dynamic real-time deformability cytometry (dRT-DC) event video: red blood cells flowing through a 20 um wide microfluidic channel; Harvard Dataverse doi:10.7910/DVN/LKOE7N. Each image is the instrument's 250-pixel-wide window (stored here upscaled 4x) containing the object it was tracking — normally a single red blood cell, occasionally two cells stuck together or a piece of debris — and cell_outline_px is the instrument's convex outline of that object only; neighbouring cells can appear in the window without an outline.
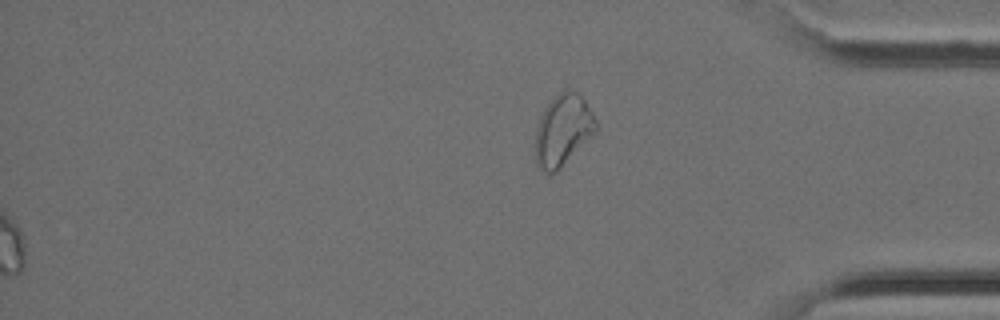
{"species": "Egyptian fruit bat (a non-hibernating species)", "species_latin": "Rousettus aegyptiacus", "temperature_condition": "cold", "stored_images_in_passage": 34, "segment_of_instrument_passage": [2, 2], "camera_frame_rate_fps": 3000, "um_per_image_px": 0.085, "animal": {"sex": "female"}, "frame": {"image": 1, "passage_image": 34, "time_ms": 11.0, "image_size_px": [1000, 320], "cell_outline_px": [[596, 128], [592, 136], [556, 172], [540, 172], [536, 164], [536, 128], [540, 116], [548, 104], [564, 88], [576, 92], [584, 100], [592, 112], [596, 120]], "centroid_in_image_um": [47.83, 11.08], "position_along_channel_um": 387.4, "area_um2": 24.8}}